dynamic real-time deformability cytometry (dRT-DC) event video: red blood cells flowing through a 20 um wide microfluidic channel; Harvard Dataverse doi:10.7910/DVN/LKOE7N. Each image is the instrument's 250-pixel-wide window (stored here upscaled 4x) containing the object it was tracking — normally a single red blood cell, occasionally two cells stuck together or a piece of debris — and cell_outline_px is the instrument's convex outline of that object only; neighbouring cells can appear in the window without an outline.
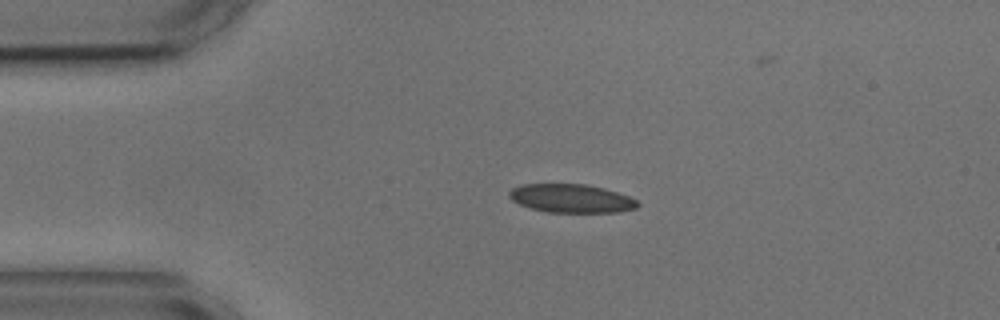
{"species": "common noctule bat (a hibernating species)", "species_latin": "Nyctalus noctula", "temperature_condition": "cold", "stored_images_in_passage": 6, "camera_frame_rate_fps": 3000, "um_per_image_px": 0.085, "animal": {"sex": "male", "body_mass_g": 17.9, "forearm_length_mm": 54.2}, "frame": {"image": 1, "passage_image": 3, "time_ms": 2.333, "image_size_px": [1000, 320], "cell_outline_px": [[640, 204], [636, 208], [616, 212], [548, 212], [532, 208], [520, 204], [512, 200], [508, 196], [508, 192], [512, 188], [520, 184], [588, 184], [604, 188], [628, 196], [636, 200]], "centroid_in_image_um": [48.54, 16.85], "position_along_channel_um": 36.5, "area_um2": 21.27}}
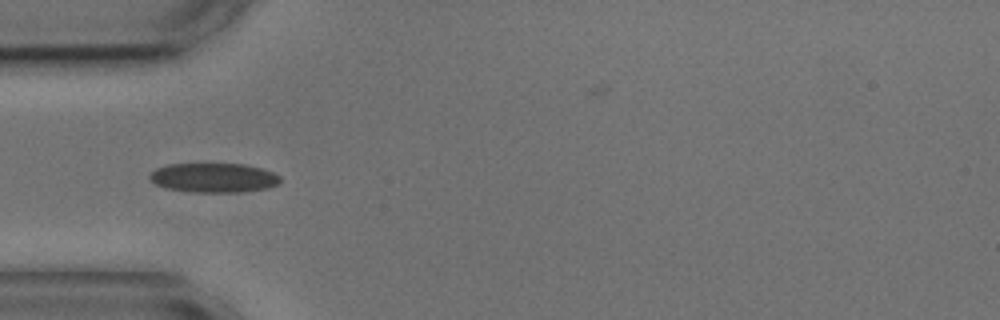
{"frame": {"image": 2, "passage_image": 4, "time_ms": 4.0, "image_size_px": [1000, 320], "cell_outline_px": [[280, 184], [268, 188], [240, 192], [192, 192], [168, 188], [156, 184], [148, 176], [156, 168], [168, 164], [244, 164], [260, 168], [272, 172], [280, 176]], "centroid_in_image_um": [18.19, 15.11], "position_along_channel_um": 66.8, "area_um2": 22.25}}